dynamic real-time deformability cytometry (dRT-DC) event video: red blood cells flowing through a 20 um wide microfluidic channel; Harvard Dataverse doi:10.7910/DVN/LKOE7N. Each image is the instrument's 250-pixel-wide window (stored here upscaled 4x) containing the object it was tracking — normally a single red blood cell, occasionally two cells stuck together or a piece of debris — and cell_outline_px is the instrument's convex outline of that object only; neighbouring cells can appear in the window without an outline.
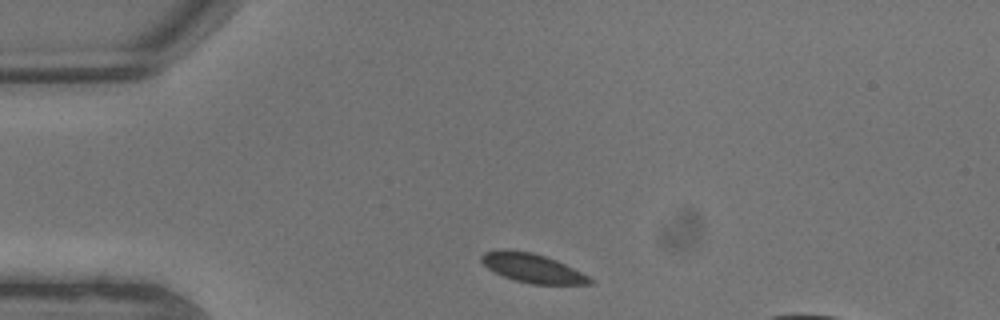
{"species": "common noctule bat (a hibernating species)", "species_latin": "Nyctalus noctula", "temperature_condition": "warm", "stored_images_in_passage": 6, "camera_frame_rate_fps": 3000, "um_per_image_px": 0.085, "animal": {"sex": "male", "body_mass_g": 13.3}, "frame": {"image": 1, "passage_image": 1, "time_ms": 0.0, "image_size_px": [1000, 320], "cell_outline_px": [[592, 284], [532, 284], [516, 280], [504, 276], [488, 268], [480, 260], [480, 256], [484, 252], [500, 248], [504, 248], [532, 252], [556, 260], [588, 276], [592, 280]], "centroid_in_image_um": [45.2, 22.76], "position_along_channel_um": 39.8, "area_um2": 18.15}}
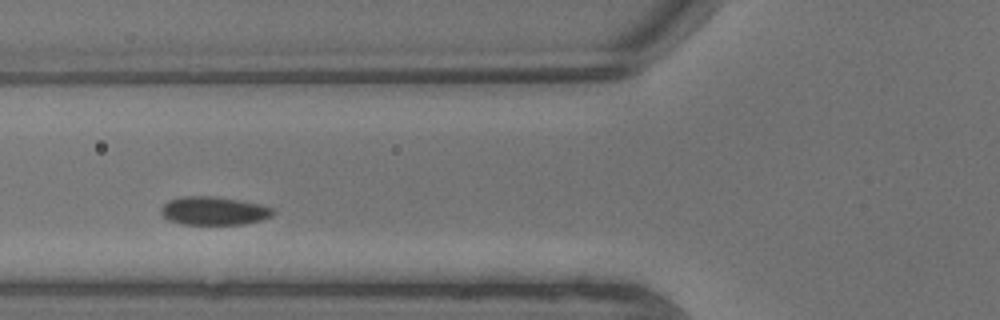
{"frame": {"image": 2, "passage_image": 4, "time_ms": 1.0, "image_size_px": [1000, 320], "cell_outline_px": [[276, 212], [272, 216], [260, 220], [244, 224], [180, 224], [168, 220], [160, 212], [160, 208], [168, 200], [180, 196], [216, 196], [240, 200], [260, 204], [272, 208]], "centroid_in_image_um": [18.16, 17.91], "position_along_channel_um": 107.6, "area_um2": 18.67}}
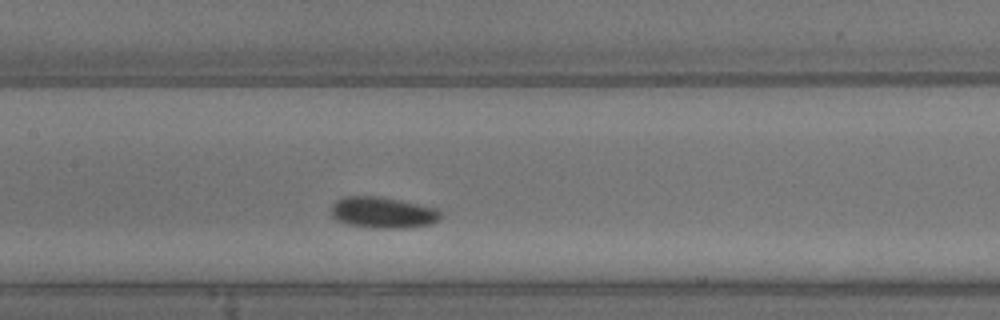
{"frame": {"image": 3, "passage_image": 6, "time_ms": 1.667, "image_size_px": [1000, 320], "cell_outline_px": [[440, 220], [428, 224], [408, 228], [368, 228], [348, 224], [336, 220], [332, 216], [332, 204], [336, 200], [344, 196], [380, 196], [400, 200], [436, 208], [440, 212]], "centroid_in_image_um": [32.51, 18.07], "position_along_channel_um": 174.9, "area_um2": 20.0}}